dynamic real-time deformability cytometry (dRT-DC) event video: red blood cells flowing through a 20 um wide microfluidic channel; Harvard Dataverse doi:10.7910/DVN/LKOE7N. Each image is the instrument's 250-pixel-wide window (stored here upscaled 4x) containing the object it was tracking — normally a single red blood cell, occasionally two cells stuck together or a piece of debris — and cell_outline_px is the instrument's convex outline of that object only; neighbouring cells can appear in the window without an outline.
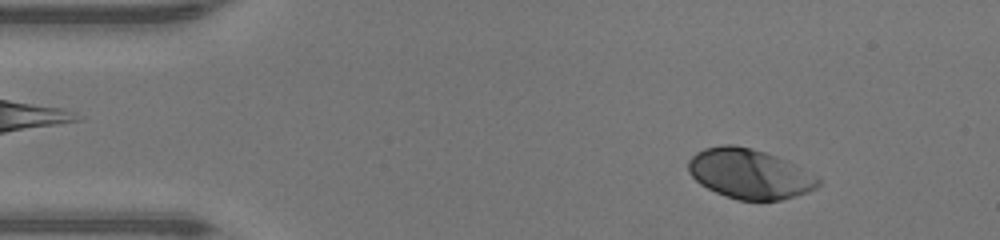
{"species": "human", "species_latin": "Homo sapiens", "temperature_condition": "warm", "stored_images_in_passage": 46, "camera_frame_rate_fps": 3000, "um_per_image_px": 0.085, "donor": {"sex": "male"}, "frame": {"image": 1, "passage_image": 5, "time_ms": 1.333, "image_size_px": [1000, 240], "cell_outline_px": [[820, 184], [816, 188], [808, 192], [796, 196], [780, 200], [736, 200], [716, 192], [700, 184], [688, 172], [688, 160], [696, 152], [704, 148], [720, 144], [732, 144], [752, 148], [788, 160], [820, 176]], "centroid_in_image_um": [63.74, 14.76], "position_along_channel_um": 21.3, "area_um2": 38.09}}
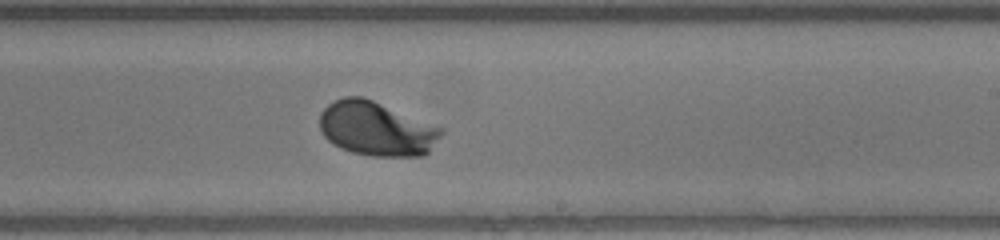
{"frame": {"image": 2, "passage_image": 27, "time_ms": 8.667, "image_size_px": [1000, 240], "cell_outline_px": [[444, 132], [428, 152], [424, 156], [368, 156], [352, 152], [340, 148], [332, 144], [324, 136], [320, 128], [320, 112], [328, 104], [344, 96], [360, 96], [372, 100], [444, 128]], "centroid_in_image_um": [31.99, 10.95], "position_along_channel_um": 257.0, "area_um2": 38.44}}
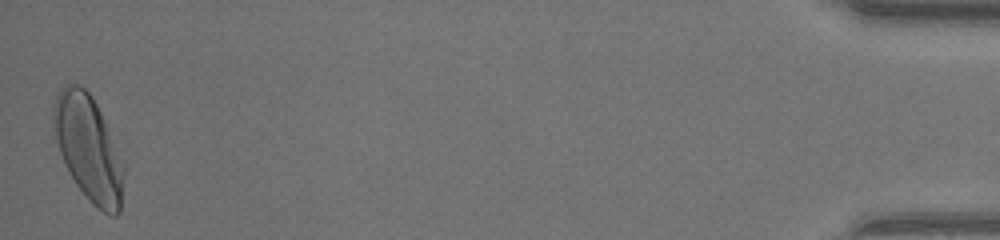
{"frame": {"image": 3, "passage_image": 46, "time_ms": 15.0, "image_size_px": [1000, 240], "cell_outline_px": [[124, 176], [120, 212], [116, 216], [108, 216], [92, 204], [76, 184], [68, 172], [64, 164], [56, 140], [52, 116], [52, 104], [60, 88], [64, 84], [76, 84], [84, 88], [92, 96], [104, 120], [124, 164]], "centroid_in_image_um": [7.51, 12.61], "position_along_channel_um": 427.7, "area_um2": 43.12}, "authors_computed_cell_mechanics": {"area_um2": 37.7723, "velocity_mm_per_s": 4.3163, "shape_relaxation_time_tau1_ms": 1.8416, "shape_relaxation_time_tau2_ms": null, "deformation_change_tau1": 0.1672, "deformation_change_tau2": null}}